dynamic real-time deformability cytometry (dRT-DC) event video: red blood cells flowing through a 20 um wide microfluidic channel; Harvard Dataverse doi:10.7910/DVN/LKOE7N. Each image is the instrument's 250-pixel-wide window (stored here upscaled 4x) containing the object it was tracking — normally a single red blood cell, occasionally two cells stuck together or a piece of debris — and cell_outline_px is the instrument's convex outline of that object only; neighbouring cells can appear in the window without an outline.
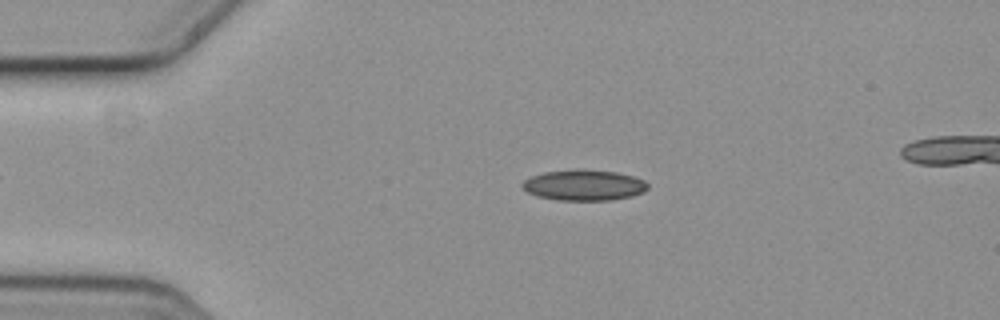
{"species": "common noctule bat (a hibernating species)", "species_latin": "Nyctalus noctula", "temperature_condition": "cold", "stored_images_in_passage": 5, "camera_frame_rate_fps": 3000, "um_per_image_px": 0.085, "animal": {"sex": "female", "body_mass_g": 19.3, "forearm_length_mm": 54.1}, "frame": {"image": 1, "passage_image": 2, "time_ms": 0.333, "image_size_px": [1000, 320], "cell_outline_px": [[648, 188], [644, 192], [632, 196], [612, 200], [556, 200], [536, 196], [528, 192], [520, 184], [524, 180], [532, 176], [544, 172], [580, 168], [616, 172], [632, 176], [644, 180], [648, 184]], "centroid_in_image_um": [49.64, 15.73], "position_along_channel_um": 35.4, "area_um2": 22.66}}
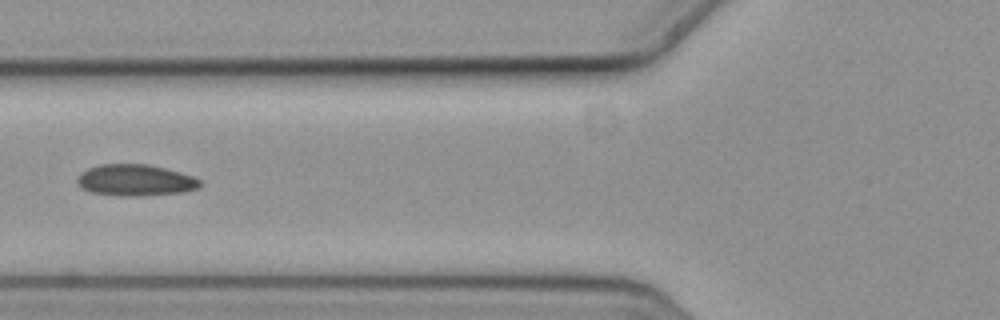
{"frame": {"image": 2, "passage_image": 5, "time_ms": 1.333, "image_size_px": [1000, 320], "cell_outline_px": [[200, 188], [184, 192], [140, 196], [124, 196], [92, 192], [80, 188], [76, 180], [88, 168], [100, 164], [148, 164], [180, 172], [192, 176], [200, 180]], "centroid_in_image_um": [11.53, 15.32], "position_along_channel_um": 114.3, "area_um2": 22.37}}